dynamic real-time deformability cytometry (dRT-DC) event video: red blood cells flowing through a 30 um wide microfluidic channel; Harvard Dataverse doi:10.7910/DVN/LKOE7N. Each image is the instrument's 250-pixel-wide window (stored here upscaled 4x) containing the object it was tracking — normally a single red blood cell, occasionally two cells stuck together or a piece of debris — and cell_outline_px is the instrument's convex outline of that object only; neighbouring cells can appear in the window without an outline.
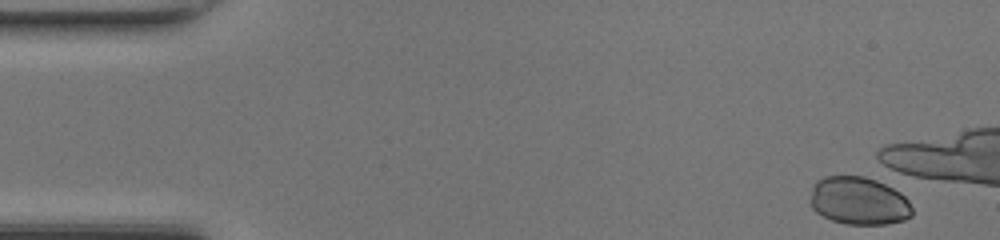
{"species": "common noctule bat (a hibernating species)", "species_latin": "Nyctalus noctula", "temperature_condition": "room temperature", "stored_images_in_passage": 1, "camera_frame_rate_fps": 3000, "um_per_image_px": 0.085, "animal": {"sex": "female", "body_mass_g": 17.0, "forearm_length_mm": 48.0}, "frame": {"image": 1, "passage_image": 1, "time_ms": 0.0, "image_size_px": [1000, 240], "cell_outline_px": [[912, 216], [904, 220], [884, 224], [844, 224], [832, 220], [816, 212], [812, 208], [808, 200], [812, 184], [816, 180], [824, 176], [864, 176], [876, 180], [900, 192], [908, 200], [912, 208]], "centroid_in_image_um": [72.95, 17.07], "position_along_channel_um": 12.1, "area_um2": 28.73}}